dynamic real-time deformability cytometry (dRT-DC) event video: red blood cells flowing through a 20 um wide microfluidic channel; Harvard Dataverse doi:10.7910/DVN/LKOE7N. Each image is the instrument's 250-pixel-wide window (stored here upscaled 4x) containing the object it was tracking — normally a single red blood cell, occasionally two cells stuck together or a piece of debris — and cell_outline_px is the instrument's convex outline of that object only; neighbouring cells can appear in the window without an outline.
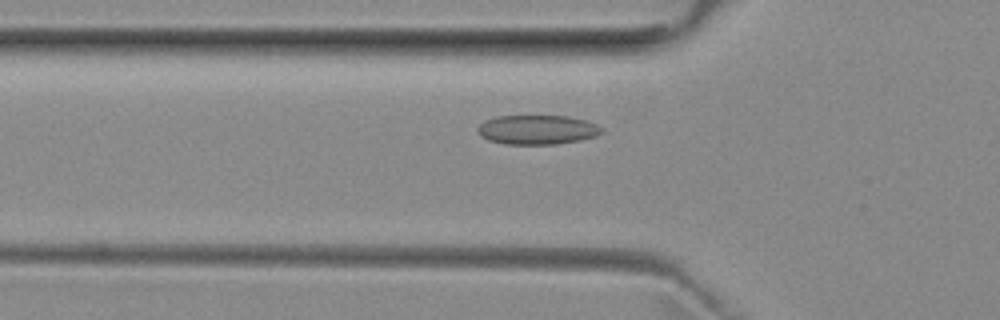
{"species": "common noctule bat (a hibernating species)", "species_latin": "Nyctalus noctula", "temperature_condition": "room temperature", "stored_images_in_passage": 40, "camera_frame_rate_fps": 3000, "um_per_image_px": 0.085, "animal": {"sex": "female", "body_mass_g": 29.2, "forearm_length_mm": 56.3}, "frame": {"image": 1, "passage_image": 5, "time_ms": 1.333, "image_size_px": [1000, 320], "cell_outline_px": [[604, 132], [596, 136], [580, 140], [556, 144], [508, 144], [488, 140], [476, 132], [476, 128], [484, 120], [496, 116], [568, 116], [584, 120], [596, 124], [604, 128]], "centroid_in_image_um": [45.67, 11.02], "position_along_channel_um": 80.1, "area_um2": 21.33}}
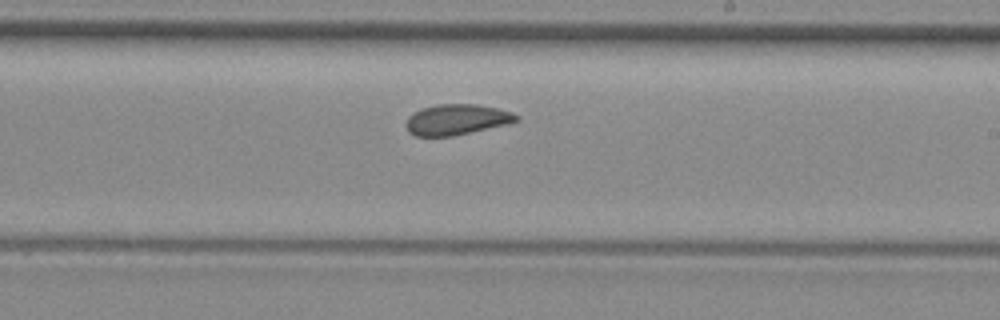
{"frame": {"image": 2, "passage_image": 18, "time_ms": 5.667, "image_size_px": [1000, 320], "cell_outline_px": [[520, 120], [508, 124], [452, 136], [416, 136], [408, 132], [404, 124], [408, 116], [412, 112], [420, 108], [436, 104], [476, 104], [496, 108], [512, 112], [520, 116]], "centroid_in_image_um": [38.78, 10.16], "position_along_channel_um": 250.2, "area_um2": 19.94}}
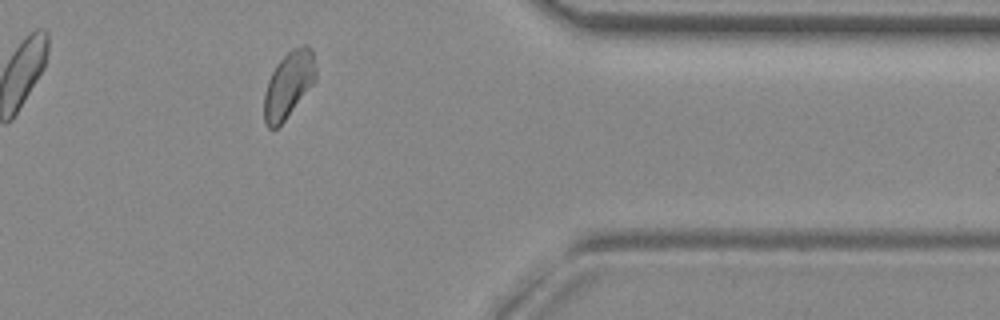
{"frame": {"image": 3, "passage_image": 30, "time_ms": 9.667, "image_size_px": [1000, 320], "cell_outline_px": [[316, 80], [284, 120], [276, 128], [268, 128], [264, 124], [264, 92], [268, 80], [276, 64], [292, 48], [304, 44], [308, 44], [312, 48], [316, 68]], "centroid_in_image_um": [24.53, 7.16], "position_along_channel_um": 386.9, "area_um2": 19.94}, "authors_computed_cell_mechanics": {"area_um2": 19.9699, "velocity_mm_per_s": 3.9225, "shape_relaxation_time_tau1_ms": 7.231, "shape_relaxation_time_tau2_ms": 1.7222, "deformation_change_tau1": 0.0981, "deformation_change_tau2": 0.065}}